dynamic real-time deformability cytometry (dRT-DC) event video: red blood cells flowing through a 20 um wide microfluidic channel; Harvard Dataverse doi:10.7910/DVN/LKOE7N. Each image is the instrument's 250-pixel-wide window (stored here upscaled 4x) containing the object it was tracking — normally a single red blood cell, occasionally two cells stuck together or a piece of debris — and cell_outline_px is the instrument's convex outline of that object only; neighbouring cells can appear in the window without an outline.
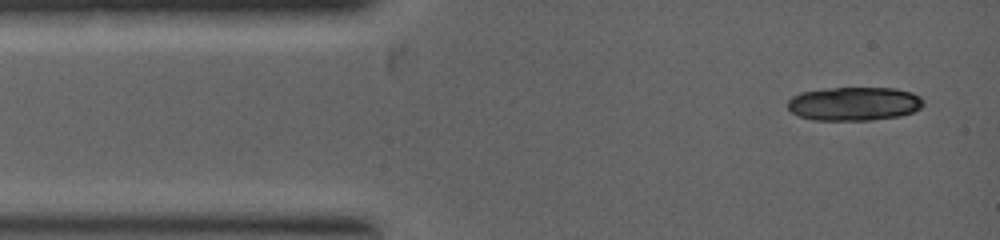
{"species": "common noctule bat (a hibernating species)", "species_latin": "Nyctalus noctula", "temperature_condition": "warm", "stored_images_in_passage": 4, "camera_frame_rate_fps": 5000, "um_per_image_px": 0.085, "animal": {"sex": "female", "body_mass_g": 19.0, "forearm_length_mm": 53.3}, "frame": {"image": 1, "passage_image": 1, "time_ms": 0.0, "image_size_px": [1000, 240], "cell_outline_px": [[924, 104], [920, 108], [912, 112], [900, 116], [872, 120], [816, 120], [800, 116], [792, 112], [788, 108], [788, 100], [792, 96], [800, 92], [824, 88], [896, 88], [912, 92], [920, 96], [924, 100]], "centroid_in_image_um": [72.62, 8.81], "position_along_channel_um": 12.4, "area_um2": 26.82}}